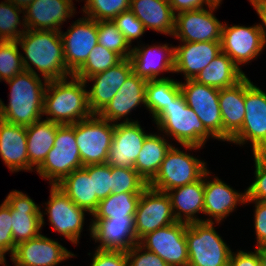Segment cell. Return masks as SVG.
Returning a JSON list of instances; mask_svg holds the SVG:
<instances>
[{
	"label": "cell",
	"instance_id": "1",
	"mask_svg": "<svg viewBox=\"0 0 266 266\" xmlns=\"http://www.w3.org/2000/svg\"><path fill=\"white\" fill-rule=\"evenodd\" d=\"M17 43L23 51L21 57L26 71L40 75L47 81L72 76L65 63L60 32L27 29Z\"/></svg>",
	"mask_w": 266,
	"mask_h": 266
},
{
	"label": "cell",
	"instance_id": "2",
	"mask_svg": "<svg viewBox=\"0 0 266 266\" xmlns=\"http://www.w3.org/2000/svg\"><path fill=\"white\" fill-rule=\"evenodd\" d=\"M30 71H22L6 80L10 87L9 102L0 98V119L7 123L28 126L43 117L44 94L48 81Z\"/></svg>",
	"mask_w": 266,
	"mask_h": 266
},
{
	"label": "cell",
	"instance_id": "3",
	"mask_svg": "<svg viewBox=\"0 0 266 266\" xmlns=\"http://www.w3.org/2000/svg\"><path fill=\"white\" fill-rule=\"evenodd\" d=\"M84 80L70 76L47 83L43 117L58 124H75L93 115L88 103V90Z\"/></svg>",
	"mask_w": 266,
	"mask_h": 266
},
{
	"label": "cell",
	"instance_id": "4",
	"mask_svg": "<svg viewBox=\"0 0 266 266\" xmlns=\"http://www.w3.org/2000/svg\"><path fill=\"white\" fill-rule=\"evenodd\" d=\"M158 131L176 145H193L205 148L208 139L216 140L204 127L197 114L185 101L180 93L153 120Z\"/></svg>",
	"mask_w": 266,
	"mask_h": 266
},
{
	"label": "cell",
	"instance_id": "5",
	"mask_svg": "<svg viewBox=\"0 0 266 266\" xmlns=\"http://www.w3.org/2000/svg\"><path fill=\"white\" fill-rule=\"evenodd\" d=\"M181 147L184 150L176 147V145L170 148L161 163L158 173L148 183L149 187L161 192H167L199 180L209 169L207 162L188 153L192 150L194 152L196 150L199 151L203 149L202 147L193 145H181Z\"/></svg>",
	"mask_w": 266,
	"mask_h": 266
},
{
	"label": "cell",
	"instance_id": "6",
	"mask_svg": "<svg viewBox=\"0 0 266 266\" xmlns=\"http://www.w3.org/2000/svg\"><path fill=\"white\" fill-rule=\"evenodd\" d=\"M215 227V222L187 224L188 266H229L233 249Z\"/></svg>",
	"mask_w": 266,
	"mask_h": 266
},
{
	"label": "cell",
	"instance_id": "7",
	"mask_svg": "<svg viewBox=\"0 0 266 266\" xmlns=\"http://www.w3.org/2000/svg\"><path fill=\"white\" fill-rule=\"evenodd\" d=\"M81 168L83 165L74 135V124L60 125L53 148L35 171L50 185H57L74 170Z\"/></svg>",
	"mask_w": 266,
	"mask_h": 266
},
{
	"label": "cell",
	"instance_id": "8",
	"mask_svg": "<svg viewBox=\"0 0 266 266\" xmlns=\"http://www.w3.org/2000/svg\"><path fill=\"white\" fill-rule=\"evenodd\" d=\"M49 192V200L42 203L45 208L40 211L42 228L46 223L44 215H47L52 231L77 246L86 223L85 216L89 213L77 206L57 185H50Z\"/></svg>",
	"mask_w": 266,
	"mask_h": 266
},
{
	"label": "cell",
	"instance_id": "9",
	"mask_svg": "<svg viewBox=\"0 0 266 266\" xmlns=\"http://www.w3.org/2000/svg\"><path fill=\"white\" fill-rule=\"evenodd\" d=\"M250 142L251 152H266V92L245 76V117L229 143L240 147Z\"/></svg>",
	"mask_w": 266,
	"mask_h": 266
},
{
	"label": "cell",
	"instance_id": "10",
	"mask_svg": "<svg viewBox=\"0 0 266 266\" xmlns=\"http://www.w3.org/2000/svg\"><path fill=\"white\" fill-rule=\"evenodd\" d=\"M115 124L93 114L74 124V135L83 167L107 162Z\"/></svg>",
	"mask_w": 266,
	"mask_h": 266
},
{
	"label": "cell",
	"instance_id": "11",
	"mask_svg": "<svg viewBox=\"0 0 266 266\" xmlns=\"http://www.w3.org/2000/svg\"><path fill=\"white\" fill-rule=\"evenodd\" d=\"M220 4L176 14L172 38L180 42H221L223 22L214 14Z\"/></svg>",
	"mask_w": 266,
	"mask_h": 266
},
{
	"label": "cell",
	"instance_id": "12",
	"mask_svg": "<svg viewBox=\"0 0 266 266\" xmlns=\"http://www.w3.org/2000/svg\"><path fill=\"white\" fill-rule=\"evenodd\" d=\"M180 82L186 104L193 109L205 129L222 142V118L219 107V89L197 82L194 79Z\"/></svg>",
	"mask_w": 266,
	"mask_h": 266
},
{
	"label": "cell",
	"instance_id": "13",
	"mask_svg": "<svg viewBox=\"0 0 266 266\" xmlns=\"http://www.w3.org/2000/svg\"><path fill=\"white\" fill-rule=\"evenodd\" d=\"M186 228L187 223L175 222L147 233L139 244L157 254L169 266H188Z\"/></svg>",
	"mask_w": 266,
	"mask_h": 266
},
{
	"label": "cell",
	"instance_id": "14",
	"mask_svg": "<svg viewBox=\"0 0 266 266\" xmlns=\"http://www.w3.org/2000/svg\"><path fill=\"white\" fill-rule=\"evenodd\" d=\"M265 49L262 34L257 23L252 26L231 25L223 23L221 34V51L227 54L241 69L249 65Z\"/></svg>",
	"mask_w": 266,
	"mask_h": 266
},
{
	"label": "cell",
	"instance_id": "15",
	"mask_svg": "<svg viewBox=\"0 0 266 266\" xmlns=\"http://www.w3.org/2000/svg\"><path fill=\"white\" fill-rule=\"evenodd\" d=\"M134 220L138 241L149 232L177 222L168 194L149 186L141 193Z\"/></svg>",
	"mask_w": 266,
	"mask_h": 266
},
{
	"label": "cell",
	"instance_id": "16",
	"mask_svg": "<svg viewBox=\"0 0 266 266\" xmlns=\"http://www.w3.org/2000/svg\"><path fill=\"white\" fill-rule=\"evenodd\" d=\"M211 175L210 169L204 173V214L207 216L204 222L219 225L237 210V206L245 205L246 189L237 191L218 176Z\"/></svg>",
	"mask_w": 266,
	"mask_h": 266
},
{
	"label": "cell",
	"instance_id": "17",
	"mask_svg": "<svg viewBox=\"0 0 266 266\" xmlns=\"http://www.w3.org/2000/svg\"><path fill=\"white\" fill-rule=\"evenodd\" d=\"M67 70L73 75L87 60L91 50L98 44L97 21L82 16L60 31Z\"/></svg>",
	"mask_w": 266,
	"mask_h": 266
},
{
	"label": "cell",
	"instance_id": "18",
	"mask_svg": "<svg viewBox=\"0 0 266 266\" xmlns=\"http://www.w3.org/2000/svg\"><path fill=\"white\" fill-rule=\"evenodd\" d=\"M75 256L61 243L41 233L35 238L19 243L10 260L14 266H58Z\"/></svg>",
	"mask_w": 266,
	"mask_h": 266
},
{
	"label": "cell",
	"instance_id": "19",
	"mask_svg": "<svg viewBox=\"0 0 266 266\" xmlns=\"http://www.w3.org/2000/svg\"><path fill=\"white\" fill-rule=\"evenodd\" d=\"M10 205L14 244L28 241L42 233L41 205L19 190H11L4 199Z\"/></svg>",
	"mask_w": 266,
	"mask_h": 266
},
{
	"label": "cell",
	"instance_id": "20",
	"mask_svg": "<svg viewBox=\"0 0 266 266\" xmlns=\"http://www.w3.org/2000/svg\"><path fill=\"white\" fill-rule=\"evenodd\" d=\"M90 220L87 231H90L92 241L97 243L96 249L126 252L139 243L134 218Z\"/></svg>",
	"mask_w": 266,
	"mask_h": 266
},
{
	"label": "cell",
	"instance_id": "21",
	"mask_svg": "<svg viewBox=\"0 0 266 266\" xmlns=\"http://www.w3.org/2000/svg\"><path fill=\"white\" fill-rule=\"evenodd\" d=\"M138 42L132 47L130 60L133 72L146 80L167 79L160 76L165 73L174 74V46L169 43L143 44Z\"/></svg>",
	"mask_w": 266,
	"mask_h": 266
},
{
	"label": "cell",
	"instance_id": "22",
	"mask_svg": "<svg viewBox=\"0 0 266 266\" xmlns=\"http://www.w3.org/2000/svg\"><path fill=\"white\" fill-rule=\"evenodd\" d=\"M133 72L130 58L123 59L116 66L88 77L87 87L89 108L93 114H99L119 91L120 87Z\"/></svg>",
	"mask_w": 266,
	"mask_h": 266
},
{
	"label": "cell",
	"instance_id": "23",
	"mask_svg": "<svg viewBox=\"0 0 266 266\" xmlns=\"http://www.w3.org/2000/svg\"><path fill=\"white\" fill-rule=\"evenodd\" d=\"M74 5L73 0H33L23 10L26 28L60 32L64 22L75 17Z\"/></svg>",
	"mask_w": 266,
	"mask_h": 266
},
{
	"label": "cell",
	"instance_id": "24",
	"mask_svg": "<svg viewBox=\"0 0 266 266\" xmlns=\"http://www.w3.org/2000/svg\"><path fill=\"white\" fill-rule=\"evenodd\" d=\"M147 81L132 72L98 115L113 124L120 123V120L121 123L138 121L128 118V115H131L132 110H136L139 105L145 107Z\"/></svg>",
	"mask_w": 266,
	"mask_h": 266
},
{
	"label": "cell",
	"instance_id": "25",
	"mask_svg": "<svg viewBox=\"0 0 266 266\" xmlns=\"http://www.w3.org/2000/svg\"><path fill=\"white\" fill-rule=\"evenodd\" d=\"M144 129L139 121L116 123L106 163L110 166L134 168L143 142L149 134Z\"/></svg>",
	"mask_w": 266,
	"mask_h": 266
},
{
	"label": "cell",
	"instance_id": "26",
	"mask_svg": "<svg viewBox=\"0 0 266 266\" xmlns=\"http://www.w3.org/2000/svg\"><path fill=\"white\" fill-rule=\"evenodd\" d=\"M220 52L221 42H179L174 46V73L195 79Z\"/></svg>",
	"mask_w": 266,
	"mask_h": 266
},
{
	"label": "cell",
	"instance_id": "27",
	"mask_svg": "<svg viewBox=\"0 0 266 266\" xmlns=\"http://www.w3.org/2000/svg\"><path fill=\"white\" fill-rule=\"evenodd\" d=\"M0 158L11 173L28 172L26 126L0 119Z\"/></svg>",
	"mask_w": 266,
	"mask_h": 266
},
{
	"label": "cell",
	"instance_id": "28",
	"mask_svg": "<svg viewBox=\"0 0 266 266\" xmlns=\"http://www.w3.org/2000/svg\"><path fill=\"white\" fill-rule=\"evenodd\" d=\"M166 193L177 222H204V216H198L204 214V174L199 180Z\"/></svg>",
	"mask_w": 266,
	"mask_h": 266
},
{
	"label": "cell",
	"instance_id": "29",
	"mask_svg": "<svg viewBox=\"0 0 266 266\" xmlns=\"http://www.w3.org/2000/svg\"><path fill=\"white\" fill-rule=\"evenodd\" d=\"M219 107L222 118V142L241 129L245 117V77L237 84L220 89Z\"/></svg>",
	"mask_w": 266,
	"mask_h": 266
},
{
	"label": "cell",
	"instance_id": "30",
	"mask_svg": "<svg viewBox=\"0 0 266 266\" xmlns=\"http://www.w3.org/2000/svg\"><path fill=\"white\" fill-rule=\"evenodd\" d=\"M130 10L143 23L145 30L172 37L175 13L169 0H131Z\"/></svg>",
	"mask_w": 266,
	"mask_h": 266
},
{
	"label": "cell",
	"instance_id": "31",
	"mask_svg": "<svg viewBox=\"0 0 266 266\" xmlns=\"http://www.w3.org/2000/svg\"><path fill=\"white\" fill-rule=\"evenodd\" d=\"M60 125L42 118L26 126L28 172H35L43 163L54 146L56 131Z\"/></svg>",
	"mask_w": 266,
	"mask_h": 266
},
{
	"label": "cell",
	"instance_id": "32",
	"mask_svg": "<svg viewBox=\"0 0 266 266\" xmlns=\"http://www.w3.org/2000/svg\"><path fill=\"white\" fill-rule=\"evenodd\" d=\"M157 132H149L146 136L134 164V169L147 183L158 173L167 152L173 146L172 140L170 143L169 138L166 139L163 133Z\"/></svg>",
	"mask_w": 266,
	"mask_h": 266
},
{
	"label": "cell",
	"instance_id": "33",
	"mask_svg": "<svg viewBox=\"0 0 266 266\" xmlns=\"http://www.w3.org/2000/svg\"><path fill=\"white\" fill-rule=\"evenodd\" d=\"M245 76L243 70L221 51L194 80L220 90L237 84Z\"/></svg>",
	"mask_w": 266,
	"mask_h": 266
},
{
	"label": "cell",
	"instance_id": "34",
	"mask_svg": "<svg viewBox=\"0 0 266 266\" xmlns=\"http://www.w3.org/2000/svg\"><path fill=\"white\" fill-rule=\"evenodd\" d=\"M57 186L90 216L96 211L99 200L94 194L93 176H89L83 168L74 170Z\"/></svg>",
	"mask_w": 266,
	"mask_h": 266
},
{
	"label": "cell",
	"instance_id": "35",
	"mask_svg": "<svg viewBox=\"0 0 266 266\" xmlns=\"http://www.w3.org/2000/svg\"><path fill=\"white\" fill-rule=\"evenodd\" d=\"M181 93L180 81L173 78L148 80L146 84L145 109L154 119Z\"/></svg>",
	"mask_w": 266,
	"mask_h": 266
},
{
	"label": "cell",
	"instance_id": "36",
	"mask_svg": "<svg viewBox=\"0 0 266 266\" xmlns=\"http://www.w3.org/2000/svg\"><path fill=\"white\" fill-rule=\"evenodd\" d=\"M141 193H111L99 201L92 219L134 218Z\"/></svg>",
	"mask_w": 266,
	"mask_h": 266
},
{
	"label": "cell",
	"instance_id": "37",
	"mask_svg": "<svg viewBox=\"0 0 266 266\" xmlns=\"http://www.w3.org/2000/svg\"><path fill=\"white\" fill-rule=\"evenodd\" d=\"M21 26L22 28L20 29L19 27ZM26 30L23 9L13 5L9 1H1L0 41H17Z\"/></svg>",
	"mask_w": 266,
	"mask_h": 266
},
{
	"label": "cell",
	"instance_id": "38",
	"mask_svg": "<svg viewBox=\"0 0 266 266\" xmlns=\"http://www.w3.org/2000/svg\"><path fill=\"white\" fill-rule=\"evenodd\" d=\"M123 59L115 52L97 44L89 53L86 62L73 74L78 79L86 80L94 74L116 66Z\"/></svg>",
	"mask_w": 266,
	"mask_h": 266
},
{
	"label": "cell",
	"instance_id": "39",
	"mask_svg": "<svg viewBox=\"0 0 266 266\" xmlns=\"http://www.w3.org/2000/svg\"><path fill=\"white\" fill-rule=\"evenodd\" d=\"M81 1V0H80ZM83 16L96 21H109L124 11L130 10L131 0H82Z\"/></svg>",
	"mask_w": 266,
	"mask_h": 266
},
{
	"label": "cell",
	"instance_id": "40",
	"mask_svg": "<svg viewBox=\"0 0 266 266\" xmlns=\"http://www.w3.org/2000/svg\"><path fill=\"white\" fill-rule=\"evenodd\" d=\"M98 44L117 53L122 59L130 58L132 47L112 20L97 21Z\"/></svg>",
	"mask_w": 266,
	"mask_h": 266
},
{
	"label": "cell",
	"instance_id": "41",
	"mask_svg": "<svg viewBox=\"0 0 266 266\" xmlns=\"http://www.w3.org/2000/svg\"><path fill=\"white\" fill-rule=\"evenodd\" d=\"M147 187L148 183L134 168L111 166L112 193H142Z\"/></svg>",
	"mask_w": 266,
	"mask_h": 266
},
{
	"label": "cell",
	"instance_id": "42",
	"mask_svg": "<svg viewBox=\"0 0 266 266\" xmlns=\"http://www.w3.org/2000/svg\"><path fill=\"white\" fill-rule=\"evenodd\" d=\"M17 41H0V78L3 82L24 71Z\"/></svg>",
	"mask_w": 266,
	"mask_h": 266
},
{
	"label": "cell",
	"instance_id": "43",
	"mask_svg": "<svg viewBox=\"0 0 266 266\" xmlns=\"http://www.w3.org/2000/svg\"><path fill=\"white\" fill-rule=\"evenodd\" d=\"M254 180L246 188V200L266 202V152H253Z\"/></svg>",
	"mask_w": 266,
	"mask_h": 266
},
{
	"label": "cell",
	"instance_id": "44",
	"mask_svg": "<svg viewBox=\"0 0 266 266\" xmlns=\"http://www.w3.org/2000/svg\"><path fill=\"white\" fill-rule=\"evenodd\" d=\"M117 29L124 35L126 41L132 47L135 40H139L145 34L143 23L134 15L131 10L124 11L112 20Z\"/></svg>",
	"mask_w": 266,
	"mask_h": 266
},
{
	"label": "cell",
	"instance_id": "45",
	"mask_svg": "<svg viewBox=\"0 0 266 266\" xmlns=\"http://www.w3.org/2000/svg\"><path fill=\"white\" fill-rule=\"evenodd\" d=\"M83 169L93 176L94 194L99 201L107 198L111 192V166L107 163L88 165Z\"/></svg>",
	"mask_w": 266,
	"mask_h": 266
},
{
	"label": "cell",
	"instance_id": "46",
	"mask_svg": "<svg viewBox=\"0 0 266 266\" xmlns=\"http://www.w3.org/2000/svg\"><path fill=\"white\" fill-rule=\"evenodd\" d=\"M128 266H169L157 254L146 250L139 243L126 251Z\"/></svg>",
	"mask_w": 266,
	"mask_h": 266
},
{
	"label": "cell",
	"instance_id": "47",
	"mask_svg": "<svg viewBox=\"0 0 266 266\" xmlns=\"http://www.w3.org/2000/svg\"><path fill=\"white\" fill-rule=\"evenodd\" d=\"M11 219L10 205L4 200L0 204V246L4 248L10 256L16 249L12 237Z\"/></svg>",
	"mask_w": 266,
	"mask_h": 266
},
{
	"label": "cell",
	"instance_id": "48",
	"mask_svg": "<svg viewBox=\"0 0 266 266\" xmlns=\"http://www.w3.org/2000/svg\"><path fill=\"white\" fill-rule=\"evenodd\" d=\"M94 253V254H93ZM93 253H88L91 256L89 266H128V258L124 251L100 250L96 249Z\"/></svg>",
	"mask_w": 266,
	"mask_h": 266
},
{
	"label": "cell",
	"instance_id": "49",
	"mask_svg": "<svg viewBox=\"0 0 266 266\" xmlns=\"http://www.w3.org/2000/svg\"><path fill=\"white\" fill-rule=\"evenodd\" d=\"M254 204V232L256 236V246L266 245V202L256 200H245V205Z\"/></svg>",
	"mask_w": 266,
	"mask_h": 266
},
{
	"label": "cell",
	"instance_id": "50",
	"mask_svg": "<svg viewBox=\"0 0 266 266\" xmlns=\"http://www.w3.org/2000/svg\"><path fill=\"white\" fill-rule=\"evenodd\" d=\"M229 266H261L258 251H232Z\"/></svg>",
	"mask_w": 266,
	"mask_h": 266
},
{
	"label": "cell",
	"instance_id": "51",
	"mask_svg": "<svg viewBox=\"0 0 266 266\" xmlns=\"http://www.w3.org/2000/svg\"><path fill=\"white\" fill-rule=\"evenodd\" d=\"M216 3L215 0H169L171 9L176 14L192 11L211 6Z\"/></svg>",
	"mask_w": 266,
	"mask_h": 266
},
{
	"label": "cell",
	"instance_id": "52",
	"mask_svg": "<svg viewBox=\"0 0 266 266\" xmlns=\"http://www.w3.org/2000/svg\"><path fill=\"white\" fill-rule=\"evenodd\" d=\"M256 11L260 23H257L259 31L262 34L263 42L266 48V0H248Z\"/></svg>",
	"mask_w": 266,
	"mask_h": 266
},
{
	"label": "cell",
	"instance_id": "53",
	"mask_svg": "<svg viewBox=\"0 0 266 266\" xmlns=\"http://www.w3.org/2000/svg\"><path fill=\"white\" fill-rule=\"evenodd\" d=\"M258 251L261 266H266V245L255 247Z\"/></svg>",
	"mask_w": 266,
	"mask_h": 266
},
{
	"label": "cell",
	"instance_id": "54",
	"mask_svg": "<svg viewBox=\"0 0 266 266\" xmlns=\"http://www.w3.org/2000/svg\"><path fill=\"white\" fill-rule=\"evenodd\" d=\"M13 5L22 8L23 10L33 1V0H6Z\"/></svg>",
	"mask_w": 266,
	"mask_h": 266
},
{
	"label": "cell",
	"instance_id": "55",
	"mask_svg": "<svg viewBox=\"0 0 266 266\" xmlns=\"http://www.w3.org/2000/svg\"><path fill=\"white\" fill-rule=\"evenodd\" d=\"M7 254L10 256L9 253L0 246V266H8L6 261Z\"/></svg>",
	"mask_w": 266,
	"mask_h": 266
}]
</instances>
